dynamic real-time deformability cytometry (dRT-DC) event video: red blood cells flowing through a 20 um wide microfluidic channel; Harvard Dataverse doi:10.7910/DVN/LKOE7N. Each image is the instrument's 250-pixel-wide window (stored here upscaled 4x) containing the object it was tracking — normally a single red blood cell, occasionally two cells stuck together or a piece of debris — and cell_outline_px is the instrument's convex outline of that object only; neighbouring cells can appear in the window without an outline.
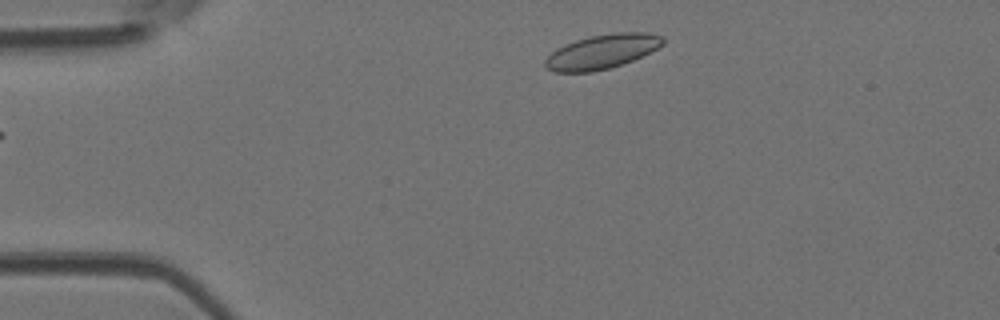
{"species": "Egyptian fruit bat (a non-hibernating species)", "species_latin": "Rousettus aegyptiacus", "temperature_condition": "room temperature", "stored_images_in_passage": 3, "camera_frame_rate_fps": 3000, "um_per_image_px": 0.085, "animal": {"sex": "female"}, "frame": {"image": 1, "passage_image": 3, "time_ms": 0.667, "image_size_px": [1000, 320], "cell_outline_px": [[664, 44], [632, 60], [608, 68], [592, 72], [556, 72], [548, 68], [544, 64], [544, 60], [556, 48], [564, 44], [576, 40], [592, 36], [616, 32], [648, 32], [664, 36]], "centroid_in_image_um": [51.16, 4.38], "position_along_channel_um": 33.8, "area_um2": 23.29}}